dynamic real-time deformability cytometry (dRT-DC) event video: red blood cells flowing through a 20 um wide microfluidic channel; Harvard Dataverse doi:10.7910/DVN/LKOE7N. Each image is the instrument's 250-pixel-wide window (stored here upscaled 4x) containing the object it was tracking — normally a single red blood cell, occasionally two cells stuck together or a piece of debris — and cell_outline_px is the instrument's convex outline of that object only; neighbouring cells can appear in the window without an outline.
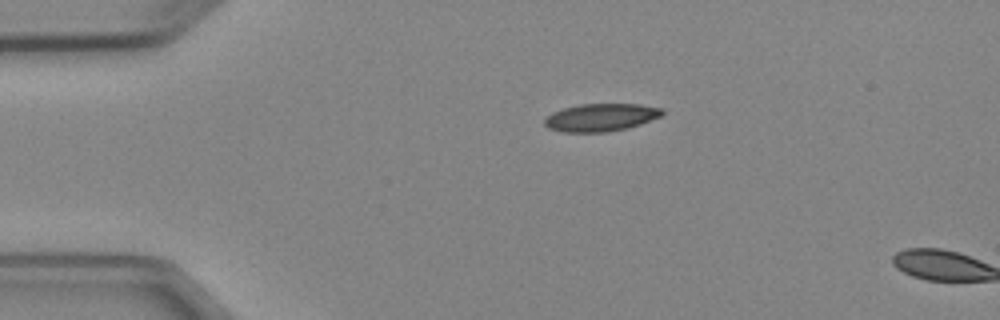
{"species": "Egyptian fruit bat (a non-hibernating species)", "species_latin": "Rousettus aegyptiacus", "temperature_condition": "cold", "stored_images_in_passage": 2, "camera_frame_rate_fps": 3000, "um_per_image_px": 0.085, "animal": {"sex": "female"}, "frame": {"image": 1, "passage_image": 1, "time_ms": 0.0, "image_size_px": [1000, 320], "cell_outline_px": [[664, 112], [660, 116], [640, 124], [628, 128], [608, 132], [560, 132], [548, 128], [544, 124], [544, 120], [552, 112], [564, 108], [580, 104], [640, 104], [664, 108]], "centroid_in_image_um": [51.07, 9.98], "position_along_channel_um": 33.9, "area_um2": 19.07}}